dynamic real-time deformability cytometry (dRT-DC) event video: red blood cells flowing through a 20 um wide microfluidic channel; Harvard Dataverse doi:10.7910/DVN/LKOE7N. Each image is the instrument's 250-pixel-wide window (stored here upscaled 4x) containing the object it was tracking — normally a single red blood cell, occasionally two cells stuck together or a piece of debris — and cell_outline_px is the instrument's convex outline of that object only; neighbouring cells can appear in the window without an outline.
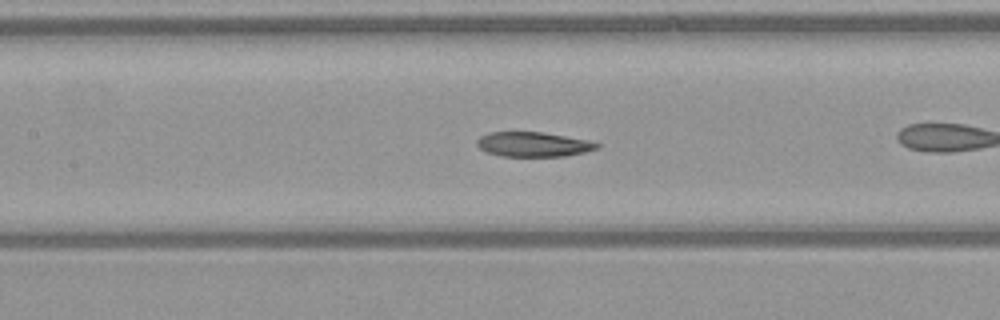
{"species": "common noctule bat (a hibernating species)", "species_latin": "Nyctalus noctula", "temperature_condition": "warm", "stored_images_in_passage": 26, "camera_frame_rate_fps": 3000, "um_per_image_px": 0.085, "animal": {"sex": "female", "body_mass_g": 21.9}, "frame": {"image": 1, "passage_image": 8, "time_ms": 2.333, "image_size_px": [1000, 320], "cell_outline_px": [[600, 148], [584, 152], [564, 156], [500, 156], [488, 152], [480, 148], [476, 144], [476, 140], [480, 136], [488, 132], [544, 132], [588, 140], [600, 144]], "centroid_in_image_um": [45.33, 12.26], "position_along_channel_um": 162.1, "area_um2": 17.28}}